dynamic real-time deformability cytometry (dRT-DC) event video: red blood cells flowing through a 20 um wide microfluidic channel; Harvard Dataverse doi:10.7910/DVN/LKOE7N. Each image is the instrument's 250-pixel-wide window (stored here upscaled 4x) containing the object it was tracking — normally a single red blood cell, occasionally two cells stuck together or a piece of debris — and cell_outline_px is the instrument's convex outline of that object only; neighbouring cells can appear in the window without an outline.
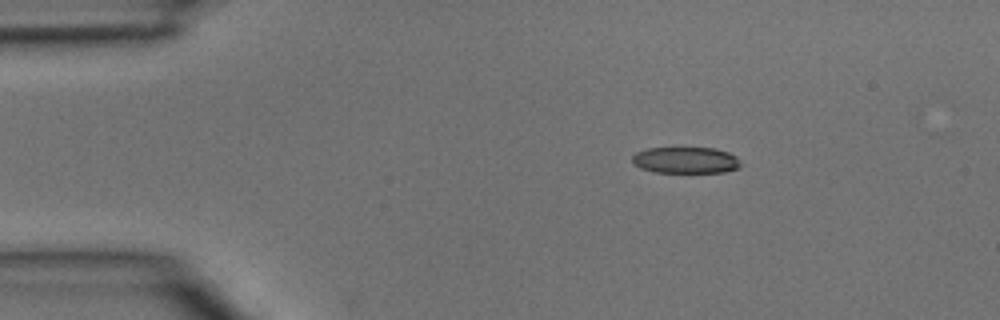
{"species": "common noctule bat (a hibernating species)", "species_latin": "Nyctalus noctula", "temperature_condition": "room temperature", "stored_images_in_passage": 2, "camera_frame_rate_fps": 3000, "um_per_image_px": 0.085, "animal": {"sex": "male", "body_mass_g": 15.6}, "frame": {"image": 1, "passage_image": 1, "time_ms": 0.0, "image_size_px": [1000, 320], "cell_outline_px": [[744, 164], [740, 168], [724, 172], [652, 172], [640, 168], [632, 164], [632, 156], [636, 152], [644, 148], [716, 148], [728, 152], [736, 156]], "centroid_in_image_um": [58.29, 13.61], "position_along_channel_um": 26.7, "area_um2": 16.99}}